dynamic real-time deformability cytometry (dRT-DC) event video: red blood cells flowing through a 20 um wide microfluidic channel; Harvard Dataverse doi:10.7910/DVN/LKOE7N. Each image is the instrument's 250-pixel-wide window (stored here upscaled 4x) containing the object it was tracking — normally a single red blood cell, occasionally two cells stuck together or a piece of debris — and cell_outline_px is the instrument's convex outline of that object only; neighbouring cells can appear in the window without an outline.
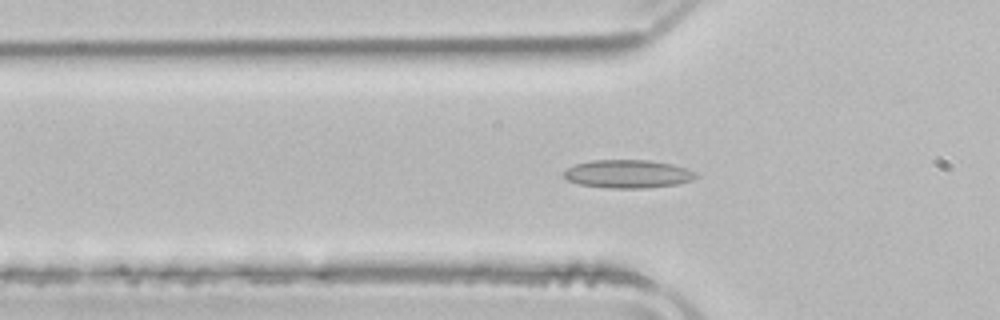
{"species": "common noctule bat (a hibernating species)", "species_latin": "Nyctalus noctula", "temperature_condition": "room temperature", "stored_images_in_passage": 31, "camera_frame_rate_fps": 3000, "um_per_image_px": 0.085, "animal": {"sex": "male", "body_mass_g": 21.5, "forearm_length_mm": 52.0}, "frame": {"image": 1, "passage_image": 17, "time_ms": 5.333, "image_size_px": [1000, 320], "cell_outline_px": [[700, 176], [692, 180], [676, 184], [644, 188], [608, 188], [580, 184], [568, 180], [564, 176], [564, 172], [568, 168], [576, 164], [592, 160], [648, 160], [672, 164], [696, 172]], "centroid_in_image_um": [53.39, 14.78], "position_along_channel_um": 72.4, "area_um2": 21.56}}
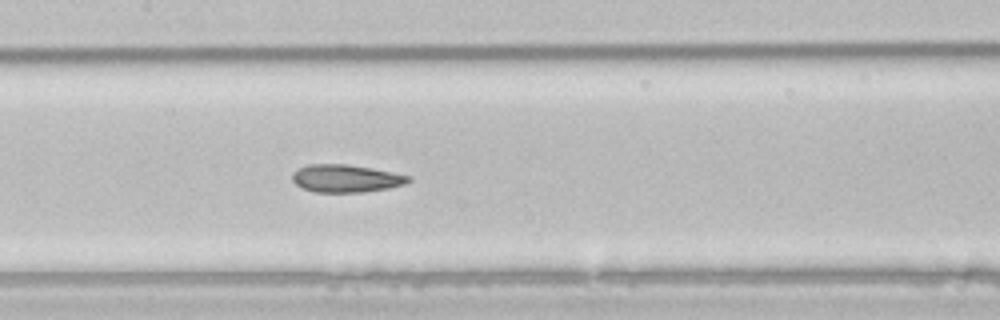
{"frame": {"image": 2, "passage_image": 25, "time_ms": 8.0, "image_size_px": [1000, 320], "cell_outline_px": [[412, 180], [404, 184], [388, 188], [364, 192], [312, 192], [300, 188], [292, 180], [292, 172], [308, 164], [348, 164], [372, 168], [412, 176]], "centroid_in_image_um": [29.39, 15.17], "position_along_channel_um": 178.0, "area_um2": 18.9}}
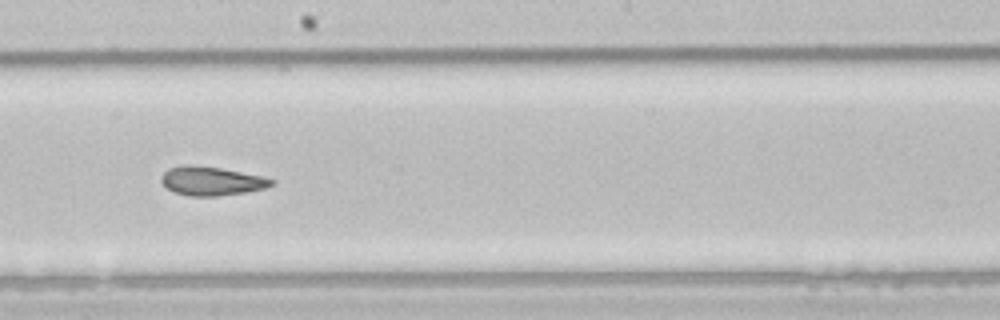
{"frame": {"image": 3, "passage_image": 29, "time_ms": 9.333, "image_size_px": [1000, 320], "cell_outline_px": [[276, 184], [264, 188], [244, 192], [216, 196], [188, 196], [176, 192], [168, 188], [160, 180], [160, 176], [168, 168], [180, 164], [192, 164], [220, 168], [264, 176], [276, 180]], "centroid_in_image_um": [17.98, 15.36], "position_along_channel_um": 230.2, "area_um2": 18.67}}